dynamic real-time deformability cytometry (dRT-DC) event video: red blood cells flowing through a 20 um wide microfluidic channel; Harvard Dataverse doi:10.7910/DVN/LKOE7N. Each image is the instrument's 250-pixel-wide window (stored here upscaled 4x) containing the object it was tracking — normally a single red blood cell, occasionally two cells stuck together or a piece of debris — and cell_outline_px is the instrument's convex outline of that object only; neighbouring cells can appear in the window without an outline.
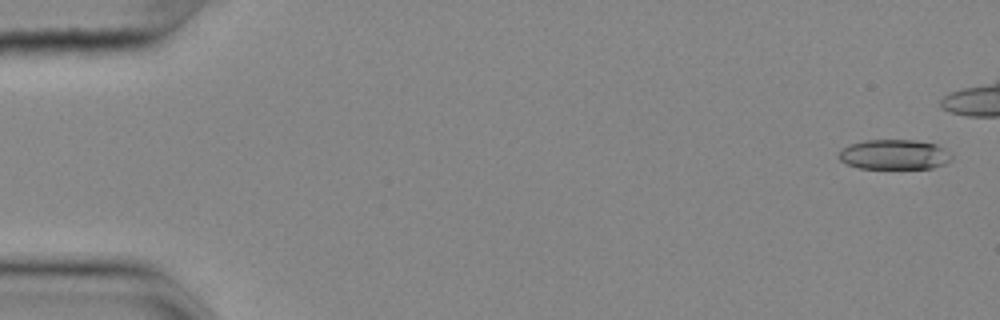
{"species": "common noctule bat (a hibernating species)", "species_latin": "Nyctalus noctula", "temperature_condition": "cold", "stored_images_in_passage": 46, "camera_frame_rate_fps": 3000, "um_per_image_px": 0.085, "animal": {"sex": "female", "body_mass_g": 25.1}, "frame": {"image": 1, "passage_image": 2, "time_ms": 0.333, "image_size_px": [1000, 320], "cell_outline_px": [[952, 160], [944, 164], [932, 168], [860, 168], [848, 164], [840, 160], [836, 156], [848, 144], [864, 140], [916, 140], [936, 144], [944, 148], [952, 156]], "centroid_in_image_um": [76.01, 13.13], "position_along_channel_um": 9.0, "area_um2": 19.71}}
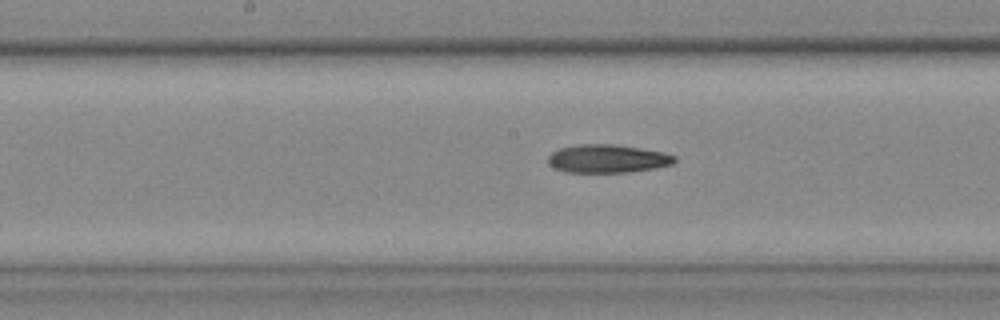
{"frame": {"image": 2, "passage_image": 29, "time_ms": 9.333, "image_size_px": [1000, 320], "cell_outline_px": [[676, 160], [672, 164], [652, 168], [628, 172], [568, 172], [556, 168], [548, 164], [548, 156], [552, 152], [560, 148], [580, 144], [616, 144], [664, 152], [676, 156]], "centroid_in_image_um": [51.64, 13.48], "position_along_channel_um": 196.6, "area_um2": 20.69}}
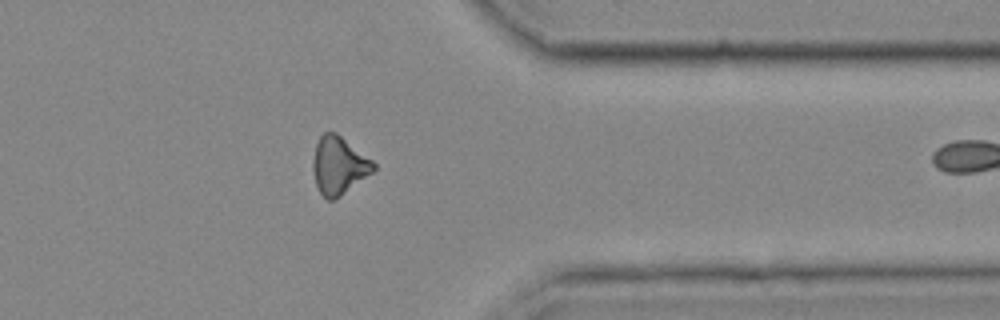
{"frame": {"image": 3, "passage_image": 45, "time_ms": 14.667, "image_size_px": [1000, 320], "cell_outline_px": [[376, 168], [372, 172], [340, 196], [332, 200], [328, 200], [320, 192], [316, 184], [312, 168], [312, 160], [316, 144], [320, 136], [324, 132], [336, 132], [372, 160], [376, 164]], "centroid_in_image_um": [28.78, 14.05], "position_along_channel_um": 382.6, "area_um2": 20.11}}